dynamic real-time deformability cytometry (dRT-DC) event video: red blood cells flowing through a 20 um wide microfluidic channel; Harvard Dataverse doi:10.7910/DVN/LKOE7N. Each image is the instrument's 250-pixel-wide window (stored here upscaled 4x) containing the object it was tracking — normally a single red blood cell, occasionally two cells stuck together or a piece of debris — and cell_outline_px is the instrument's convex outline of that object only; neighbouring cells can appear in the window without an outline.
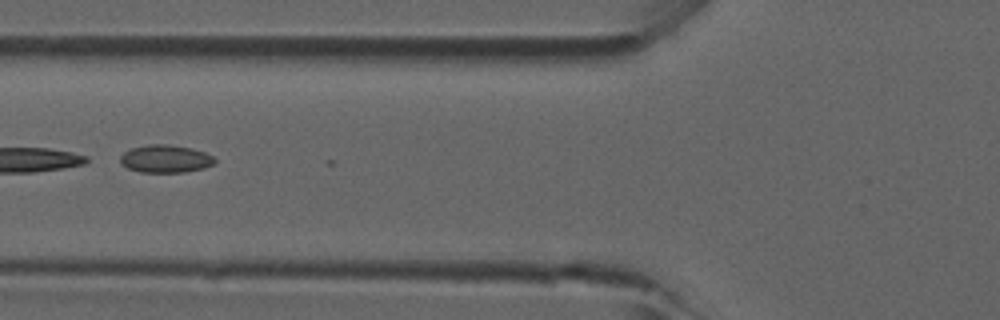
{"species": "common noctule bat (a hibernating species)", "species_latin": "Nyctalus noctula", "temperature_condition": "room temperature", "stored_images_in_passage": 11, "camera_frame_rate_fps": 3000, "um_per_image_px": 0.085, "animal": {"sex": "male", "forearm_length_mm": 52.5}, "frame": {"image": 1, "passage_image": 6, "time_ms": 1.667, "image_size_px": [1000, 320], "cell_outline_px": [[216, 160], [212, 164], [204, 168], [184, 172], [140, 172], [128, 168], [120, 160], [120, 156], [124, 152], [132, 148], [148, 144], [168, 144], [192, 148], [204, 152], [212, 156]], "centroid_in_image_um": [14.07, 13.49], "position_along_channel_um": 111.7, "area_um2": 15.14}}